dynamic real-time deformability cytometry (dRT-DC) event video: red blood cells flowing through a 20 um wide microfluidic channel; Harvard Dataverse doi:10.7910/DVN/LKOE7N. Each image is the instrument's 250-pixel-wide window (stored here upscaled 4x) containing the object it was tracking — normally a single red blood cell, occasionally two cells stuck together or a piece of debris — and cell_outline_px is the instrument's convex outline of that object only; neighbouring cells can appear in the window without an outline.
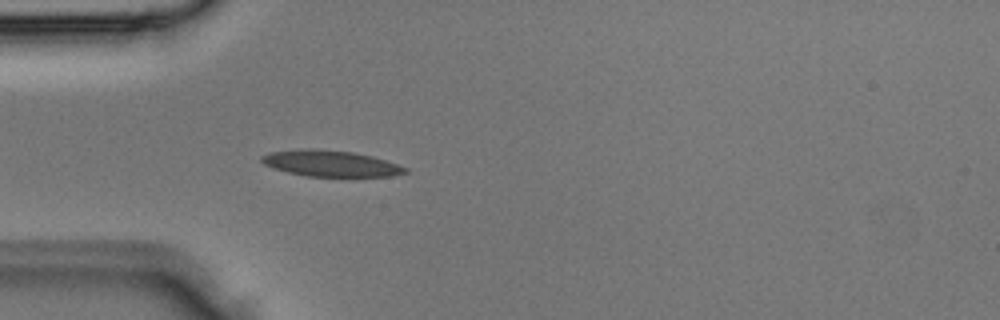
{"species": "Egyptian fruit bat (a non-hibernating species)", "species_latin": "Rousettus aegyptiacus", "temperature_condition": "room temperature", "stored_images_in_passage": 3, "camera_frame_rate_fps": 3000, "um_per_image_px": 0.085, "animal": {"sex": "male"}, "frame": {"image": 1, "passage_image": 3, "time_ms": 0.667, "image_size_px": [1000, 320], "cell_outline_px": [[408, 172], [392, 176], [308, 176], [288, 172], [264, 164], [260, 160], [260, 156], [272, 152], [304, 148], [316, 148], [352, 152], [372, 156], [408, 168]], "centroid_in_image_um": [28.1, 13.88], "position_along_channel_um": 56.9, "area_um2": 21.62}}